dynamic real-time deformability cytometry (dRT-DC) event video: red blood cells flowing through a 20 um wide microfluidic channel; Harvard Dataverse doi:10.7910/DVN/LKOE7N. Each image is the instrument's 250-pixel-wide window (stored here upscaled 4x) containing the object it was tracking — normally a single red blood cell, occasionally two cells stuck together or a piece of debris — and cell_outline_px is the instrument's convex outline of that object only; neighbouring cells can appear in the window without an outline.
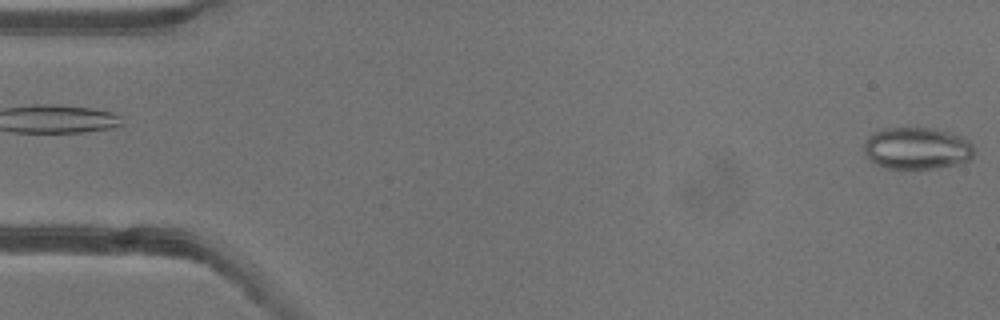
{"species": "common noctule bat (a hibernating species)", "species_latin": "Nyctalus noctula", "temperature_condition": "warm", "stored_images_in_passage": 52, "camera_frame_rate_fps": 3000, "um_per_image_px": 0.085, "animal": {"sex": "female"}, "frame": {"image": 1, "passage_image": 1, "time_ms": 0.0, "image_size_px": [1000, 320], "cell_outline_px": [[972, 156], [968, 160], [956, 164], [936, 168], [888, 168], [876, 164], [864, 156], [864, 144], [868, 136], [872, 132], [884, 128], [932, 128], [964, 136], [972, 144]], "centroid_in_image_um": [77.9, 12.59], "position_along_channel_um": 7.1, "area_um2": 26.93}}
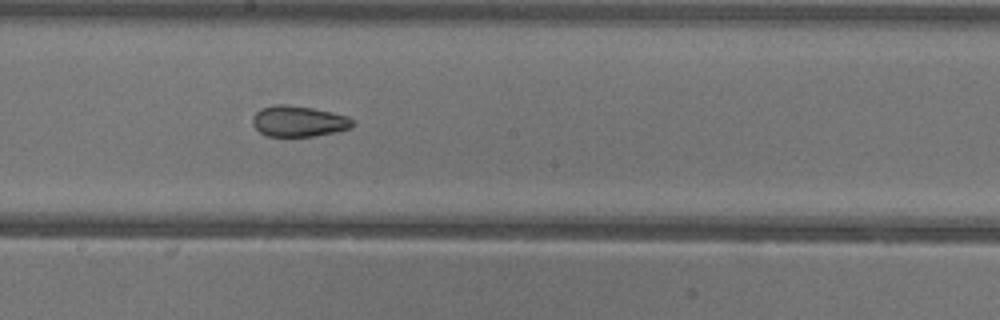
{"frame": {"image": 2, "passage_image": 28, "time_ms": 9.0, "image_size_px": [1000, 320], "cell_outline_px": [[356, 124], [352, 128], [336, 132], [312, 136], [268, 136], [260, 132], [252, 124], [252, 116], [260, 108], [272, 104], [288, 104], [312, 108], [332, 112], [348, 116]], "centroid_in_image_um": [25.38, 10.29], "position_along_channel_um": 222.8, "area_um2": 18.21}}
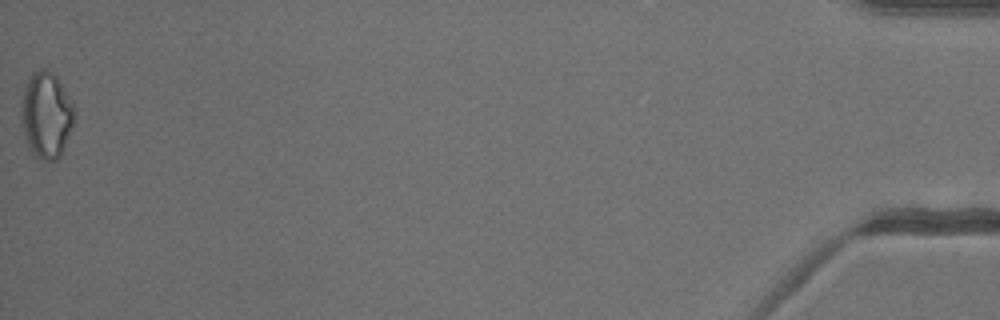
{"frame": {"image": 3, "passage_image": 52, "time_ms": 17.0, "image_size_px": [1000, 320], "cell_outline_px": [[76, 112], [68, 136], [60, 156], [56, 160], [36, 160], [28, 148], [20, 124], [24, 88], [32, 72], [44, 68], [48, 68], [56, 76], [72, 104]], "centroid_in_image_um": [3.9, 9.81], "position_along_channel_um": 431.3, "area_um2": 26.65}, "authors_computed_cell_mechanics": {"area_um2": 20.9236, "velocity_mm_per_s": 3.9748, "shape_relaxation_time_tau1_ms": null, "shape_relaxation_time_tau2_ms": 2.0335, "deformation_change_tau1": null, "deformation_change_tau2": 0.0833}}